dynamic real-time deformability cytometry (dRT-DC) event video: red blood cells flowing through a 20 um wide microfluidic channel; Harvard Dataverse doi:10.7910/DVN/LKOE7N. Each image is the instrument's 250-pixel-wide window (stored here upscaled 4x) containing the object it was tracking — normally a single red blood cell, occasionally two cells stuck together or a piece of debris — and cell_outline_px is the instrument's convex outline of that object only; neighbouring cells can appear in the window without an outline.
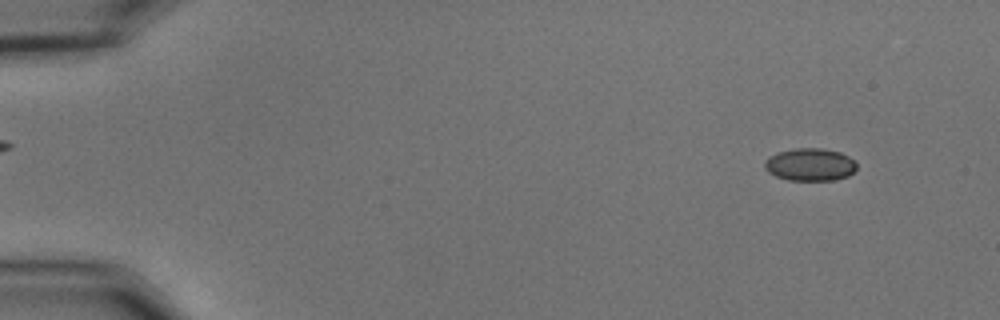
{"species": "common noctule bat (a hibernating species)", "species_latin": "Nyctalus noctula", "temperature_condition": "cold", "stored_images_in_passage": 56, "camera_frame_rate_fps": 3000, "um_per_image_px": 0.085, "animal": {"sex": "male", "body_mass_g": 15.6}, "frame": {"image": 1, "passage_image": 5, "time_ms": 1.333, "image_size_px": [1000, 320], "cell_outline_px": [[856, 168], [848, 176], [832, 180], [788, 180], [776, 176], [768, 172], [764, 168], [764, 160], [768, 156], [776, 152], [796, 148], [820, 148], [840, 152], [848, 156], [856, 164]], "centroid_in_image_um": [68.8, 13.98], "position_along_channel_um": 16.2, "area_um2": 17.51}}
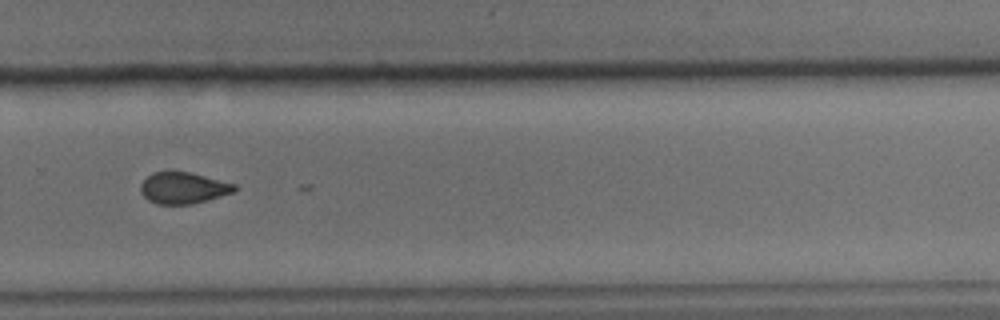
{"frame": {"image": 2, "passage_image": 39, "time_ms": 12.667, "image_size_px": [1000, 320], "cell_outline_px": [[236, 192], [192, 204], [156, 204], [148, 200], [140, 192], [140, 184], [152, 172], [192, 172], [236, 184]], "centroid_in_image_um": [15.59, 15.98], "position_along_channel_um": 314.2, "area_um2": 17.28}}
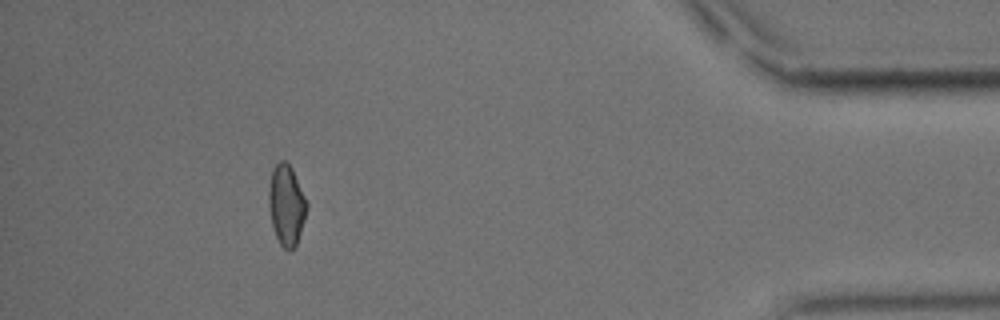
{"frame": {"image": 3, "passage_image": 51, "time_ms": 16.667, "image_size_px": [1000, 320], "cell_outline_px": [[308, 208], [296, 244], [288, 252], [280, 244], [276, 236], [272, 224], [268, 204], [268, 192], [272, 168], [280, 160], [284, 160], [292, 168], [308, 204]], "centroid_in_image_um": [24.33, 17.41], "position_along_channel_um": 410.9, "area_um2": 17.74}}